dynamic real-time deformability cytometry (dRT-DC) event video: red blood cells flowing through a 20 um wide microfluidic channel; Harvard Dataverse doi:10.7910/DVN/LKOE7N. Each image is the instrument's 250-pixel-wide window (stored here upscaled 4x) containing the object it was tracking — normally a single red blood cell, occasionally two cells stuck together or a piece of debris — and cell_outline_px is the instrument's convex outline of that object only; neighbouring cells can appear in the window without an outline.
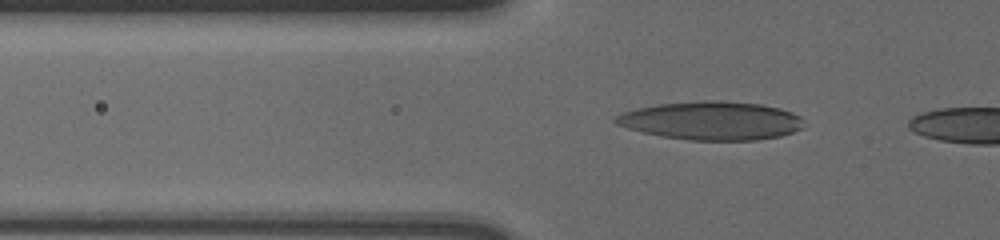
{"species": "human", "species_latin": "Homo sapiens", "temperature_condition": "cold", "stored_images_in_passage": 41, "camera_frame_rate_fps": 3000, "um_per_image_px": 0.085, "donor": {"sex": "male"}, "frame": {"image": 1, "passage_image": 10, "time_ms": 3.0, "image_size_px": [1000, 240], "cell_outline_px": [[804, 128], [780, 136], [756, 140], [692, 140], [664, 136], [644, 132], [628, 128], [616, 124], [612, 120], [620, 112], [636, 108], [656, 104], [704, 100], [716, 100], [760, 104], [780, 108], [792, 112], [800, 116]], "centroid_in_image_um": [60.46, 10.24], "position_along_channel_um": 65.3, "area_um2": 42.14}}
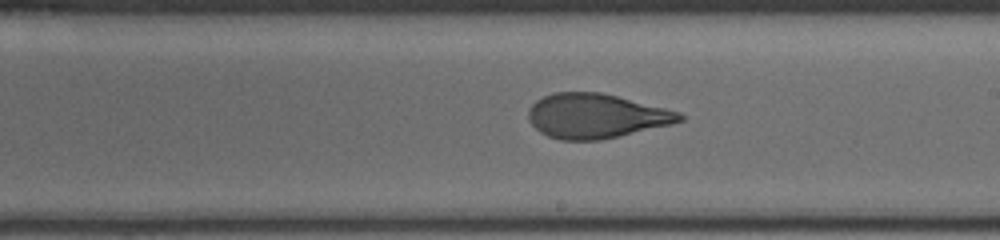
{"frame": {"image": 2, "passage_image": 25, "time_ms": 8.0, "image_size_px": [1000, 240], "cell_outline_px": [[684, 120], [672, 124], [600, 140], [560, 140], [548, 136], [540, 132], [528, 120], [528, 108], [536, 100], [552, 92], [600, 92], [680, 112], [684, 116]], "centroid_in_image_um": [50.62, 9.86], "position_along_channel_um": 238.4, "area_um2": 39.07}}
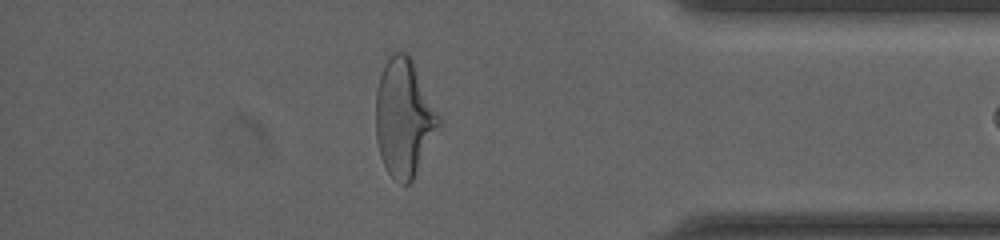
{"frame": {"image": 3, "passage_image": 40, "time_ms": 13.0, "image_size_px": [1000, 240], "cell_outline_px": [[440, 124], [412, 180], [408, 184], [400, 184], [388, 172], [380, 156], [376, 140], [376, 92], [380, 76], [392, 52], [408, 52], [440, 116]], "centroid_in_image_um": [34.32, 10.01], "position_along_channel_um": 400.9, "area_um2": 42.43}}